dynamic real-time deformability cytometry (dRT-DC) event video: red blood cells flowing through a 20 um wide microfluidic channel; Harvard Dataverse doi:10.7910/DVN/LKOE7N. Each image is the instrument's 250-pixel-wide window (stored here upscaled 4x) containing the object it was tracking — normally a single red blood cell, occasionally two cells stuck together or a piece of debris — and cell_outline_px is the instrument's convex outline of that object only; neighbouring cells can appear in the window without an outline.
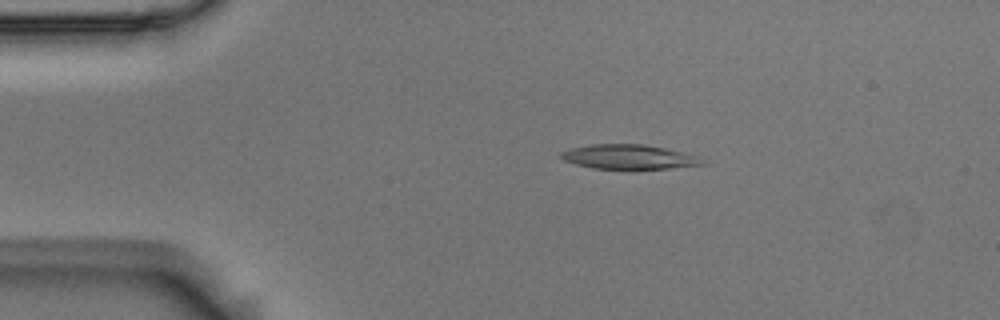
{"species": "Egyptian fruit bat (a non-hibernating species)", "species_latin": "Rousettus aegyptiacus", "temperature_condition": "room temperature", "stored_images_in_passage": 9, "camera_frame_rate_fps": 3000, "um_per_image_px": 0.085, "animal": {"sex": "male"}, "frame": {"image": 1, "passage_image": 2, "time_ms": 0.333, "image_size_px": [1000, 320], "cell_outline_px": [[708, 164], [632, 172], [628, 172], [592, 168], [576, 164], [564, 160], [560, 156], [560, 152], [568, 148], [592, 144], [644, 144], [684, 152], [708, 160]], "centroid_in_image_um": [53.49, 13.38], "position_along_channel_um": 31.5, "area_um2": 21.33}}
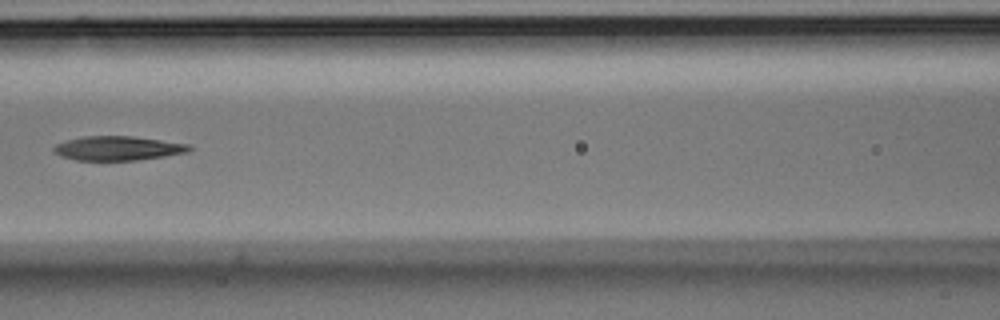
{"frame": {"image": 2, "passage_image": 6, "time_ms": 1.667, "image_size_px": [1000, 320], "cell_outline_px": [[192, 148], [188, 152], [164, 156], [136, 160], [76, 160], [60, 156], [52, 148], [56, 144], [68, 140], [84, 136], [132, 136], [188, 144]], "centroid_in_image_um": [10.01, 12.6], "position_along_channel_um": 156.6, "area_um2": 18.9}}
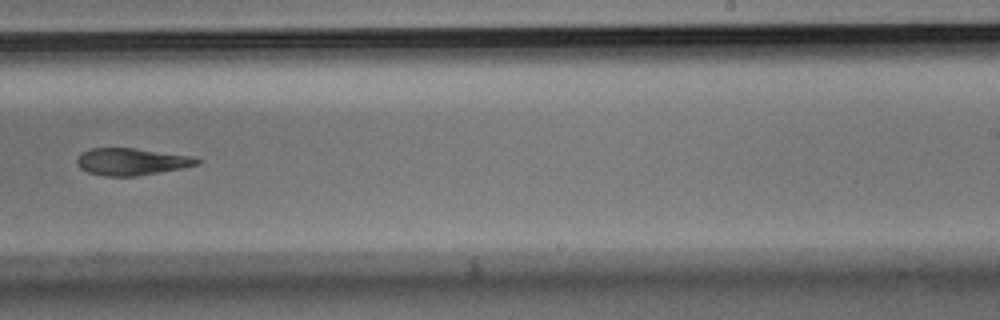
{"frame": {"image": 3, "passage_image": 9, "time_ms": 2.667, "image_size_px": [1000, 320], "cell_outline_px": [[200, 164], [180, 168], [136, 176], [104, 176], [88, 172], [80, 168], [76, 164], [76, 160], [80, 152], [92, 148], [136, 148], [188, 156], [200, 160]], "centroid_in_image_um": [11.1, 13.74], "position_along_channel_um": 277.9, "area_um2": 18.73}}